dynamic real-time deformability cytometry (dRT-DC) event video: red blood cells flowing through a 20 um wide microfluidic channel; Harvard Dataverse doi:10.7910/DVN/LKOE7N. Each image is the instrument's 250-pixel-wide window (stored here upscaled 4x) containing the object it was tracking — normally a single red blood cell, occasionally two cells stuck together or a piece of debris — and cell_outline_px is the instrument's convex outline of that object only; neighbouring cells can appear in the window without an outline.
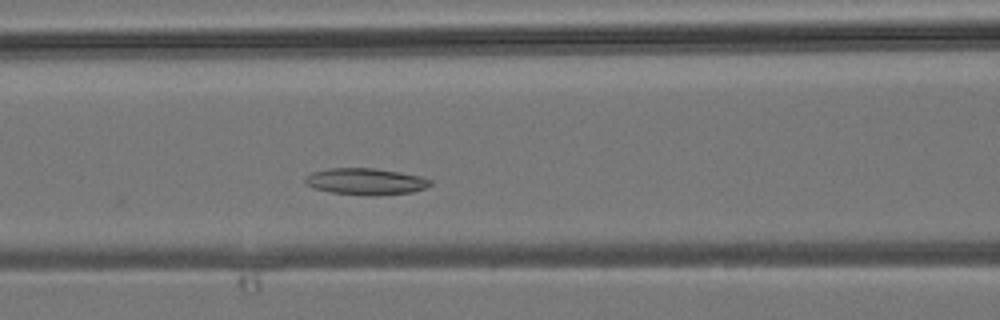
{"species": "common noctule bat (a hibernating species)", "species_latin": "Nyctalus noctula", "temperature_condition": "room temperature", "stored_images_in_passage": 25, "camera_frame_rate_fps": 3000, "um_per_image_px": 0.085, "animal": {"sex": "male", "body_mass_g": 19.2, "forearm_length_mm": 51.8}, "frame": {"image": 1, "passage_image": 8, "time_ms": 2.333, "image_size_px": [1000, 320], "cell_outline_px": [[432, 184], [424, 188], [412, 192], [372, 196], [332, 192], [312, 188], [304, 180], [312, 172], [328, 168], [376, 168], [420, 176], [432, 180]], "centroid_in_image_um": [31.1, 15.42], "position_along_channel_um": 135.5, "area_um2": 19.25}}
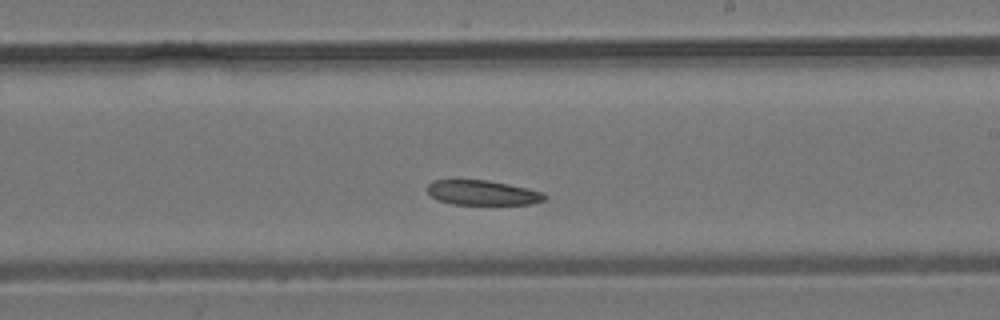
{"frame": {"image": 2, "passage_image": 15, "time_ms": 4.667, "image_size_px": [1000, 320], "cell_outline_px": [[548, 196], [544, 200], [532, 204], [452, 204], [440, 200], [432, 196], [428, 192], [428, 184], [432, 180], [488, 180], [528, 188], [544, 192]], "centroid_in_image_um": [41.06, 16.38], "position_along_channel_um": 247.9, "area_um2": 16.88}}
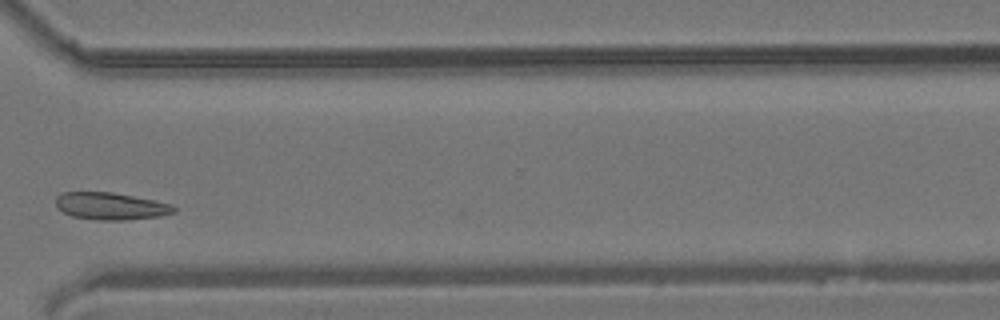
{"frame": {"image": 3, "passage_image": 22, "time_ms": 7.0, "image_size_px": [1000, 320], "cell_outline_px": [[176, 212], [160, 216], [124, 220], [100, 220], [72, 216], [56, 208], [56, 196], [60, 192], [112, 192], [172, 204], [176, 208]], "centroid_in_image_um": [9.39, 17.52], "position_along_channel_um": 361.2, "area_um2": 18.67}}